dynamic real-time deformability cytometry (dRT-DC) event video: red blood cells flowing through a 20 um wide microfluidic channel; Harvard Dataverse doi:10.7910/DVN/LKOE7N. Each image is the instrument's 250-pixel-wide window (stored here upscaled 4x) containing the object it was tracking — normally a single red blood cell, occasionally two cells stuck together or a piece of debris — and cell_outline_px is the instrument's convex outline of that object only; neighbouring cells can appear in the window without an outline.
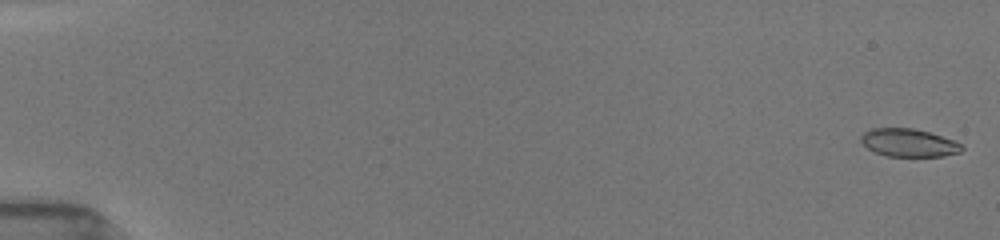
{"species": "common noctule bat (a hibernating species)", "species_latin": "Nyctalus noctula", "temperature_condition": "room temperature", "stored_images_in_passage": 10, "camera_frame_rate_fps": 3000, "um_per_image_px": 0.085, "animal": {"sex": "female", "body_mass_g": 19.5, "forearm_length_mm": 54.1}, "frame": {"image": 1, "passage_image": 1, "time_ms": 0.0, "image_size_px": [1000, 240], "cell_outline_px": [[964, 148], [960, 152], [944, 156], [888, 156], [876, 152], [868, 148], [860, 140], [860, 136], [864, 132], [872, 128], [912, 128], [928, 132], [956, 140]], "centroid_in_image_um": [77.26, 12.13], "position_along_channel_um": 7.7, "area_um2": 16.36}}
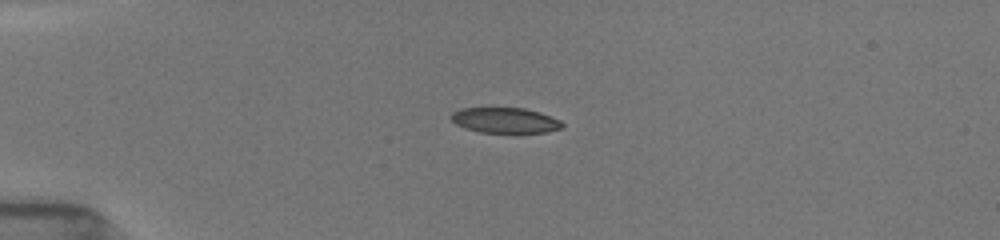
{"frame": {"image": 2, "passage_image": 7, "time_ms": 4.333, "image_size_px": [1000, 240], "cell_outline_px": [[564, 128], [544, 132], [516, 136], [480, 132], [464, 128], [456, 124], [452, 120], [452, 112], [460, 108], [524, 108], [540, 112], [560, 120], [564, 124]], "centroid_in_image_um": [42.98, 10.28], "position_along_channel_um": 42.0, "area_um2": 17.28}}
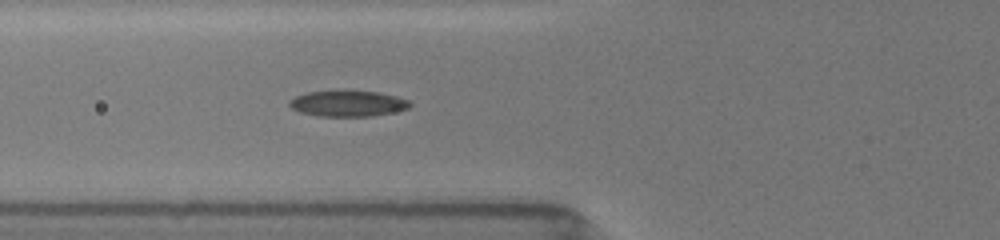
{"frame": {"image": 3, "passage_image": 10, "time_ms": 6.667, "image_size_px": [1000, 240], "cell_outline_px": [[412, 104], [408, 108], [392, 112], [372, 116], [316, 116], [300, 112], [292, 108], [288, 104], [288, 100], [296, 96], [308, 92], [336, 88], [376, 92], [396, 96], [408, 100]], "centroid_in_image_um": [29.51, 8.76], "position_along_channel_um": 96.3, "area_um2": 18.73}}